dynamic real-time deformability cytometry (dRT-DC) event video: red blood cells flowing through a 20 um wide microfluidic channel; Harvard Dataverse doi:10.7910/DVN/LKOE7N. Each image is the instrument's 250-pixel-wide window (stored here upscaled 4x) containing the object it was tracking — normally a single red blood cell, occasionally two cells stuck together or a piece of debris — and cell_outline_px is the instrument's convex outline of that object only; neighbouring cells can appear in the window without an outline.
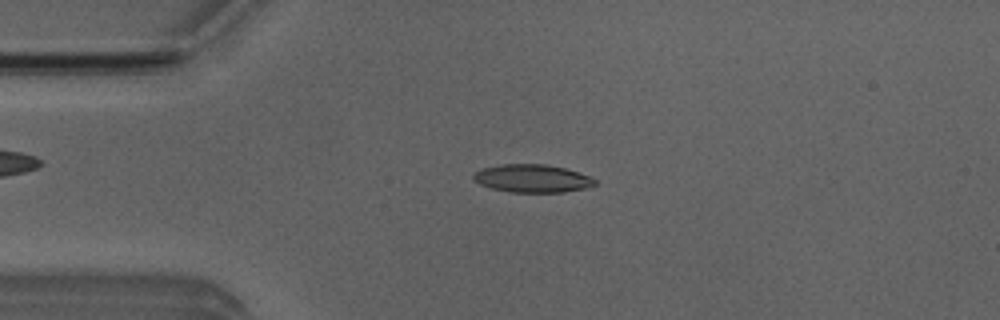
{"species": "Egyptian fruit bat (a non-hibernating species)", "species_latin": "Rousettus aegyptiacus", "temperature_condition": "room temperature", "stored_images_in_passage": 38, "camera_frame_rate_fps": 3000, "um_per_image_px": 0.085, "animal": {"sex": "male"}, "frame": {"image": 1, "passage_image": 5, "time_ms": 1.333, "image_size_px": [1000, 320], "cell_outline_px": [[596, 184], [584, 188], [564, 192], [512, 192], [492, 188], [480, 184], [472, 176], [480, 168], [500, 164], [548, 164], [564, 168], [588, 176], [596, 180]], "centroid_in_image_um": [45.22, 15.16], "position_along_channel_um": 39.8, "area_um2": 19.59}}
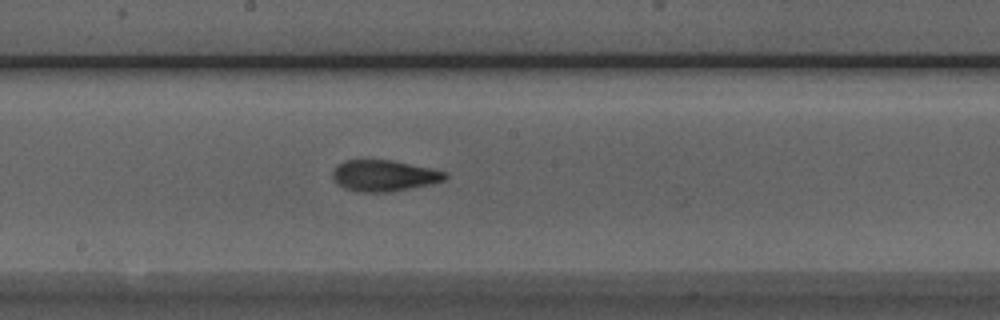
{"frame": {"image": 2, "passage_image": 20, "time_ms": 6.333, "image_size_px": [1000, 320], "cell_outline_px": [[448, 176], [444, 180], [432, 184], [388, 192], [356, 192], [344, 188], [336, 184], [332, 176], [332, 172], [336, 164], [344, 160], [392, 160], [432, 168], [448, 172]], "centroid_in_image_um": [32.63, 14.93], "position_along_channel_um": 215.6, "area_um2": 20.75}}
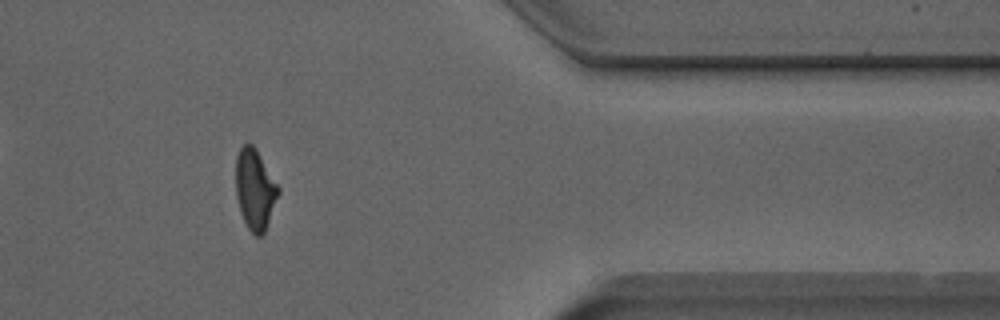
{"frame": {"image": 3, "passage_image": 35, "time_ms": 11.333, "image_size_px": [1000, 320], "cell_outline_px": [[280, 192], [264, 232], [260, 236], [256, 236], [248, 228], [240, 212], [236, 196], [236, 156], [240, 148], [244, 144], [252, 144], [256, 148], [280, 188]], "centroid_in_image_um": [21.67, 16.08], "position_along_channel_um": 389.7, "area_um2": 19.83}, "authors_computed_cell_mechanics": {"area_um2": 20.23, "velocity_mm_per_s": 3.9927, "shape_relaxation_time_tau1_ms": 3.5188, "shape_relaxation_time_tau2_ms": 1.9397, "deformation_change_tau1": 0.1475, "deformation_change_tau2": 0.0923}}